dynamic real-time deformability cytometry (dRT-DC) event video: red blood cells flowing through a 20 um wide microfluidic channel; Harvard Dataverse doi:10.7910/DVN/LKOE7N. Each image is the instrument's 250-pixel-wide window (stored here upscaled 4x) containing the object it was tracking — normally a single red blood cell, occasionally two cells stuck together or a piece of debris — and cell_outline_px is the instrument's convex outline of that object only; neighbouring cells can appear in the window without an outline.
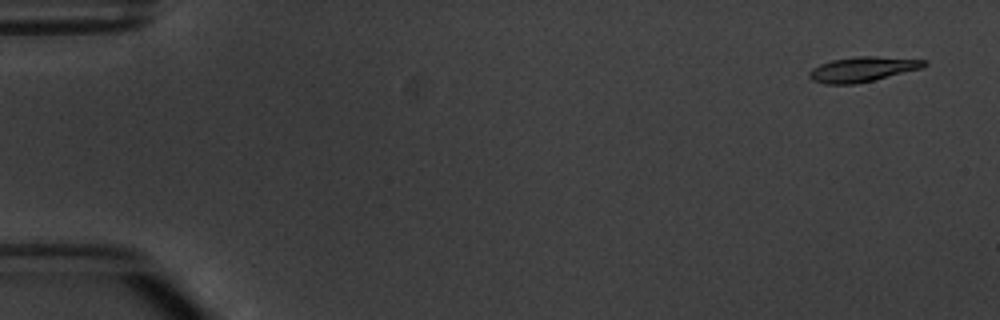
{"species": "common noctule bat (a hibernating species)", "species_latin": "Nyctalus noctula", "temperature_condition": "warm", "stored_images_in_passage": 5, "camera_frame_rate_fps": 3000, "um_per_image_px": 0.085, "animal": {"sex": "male", "body_mass_g": 20.1, "forearm_length_mm": 53.5}, "frame": {"image": 1, "passage_image": 1, "time_ms": 0.0, "image_size_px": [1000, 320], "cell_outline_px": [[928, 64], [924, 68], [856, 84], [824, 84], [812, 80], [808, 76], [808, 72], [812, 68], [820, 64], [832, 60], [860, 56], [872, 56], [928, 60]], "centroid_in_image_um": [73.33, 5.89], "position_along_channel_um": 11.7, "area_um2": 16.76}}
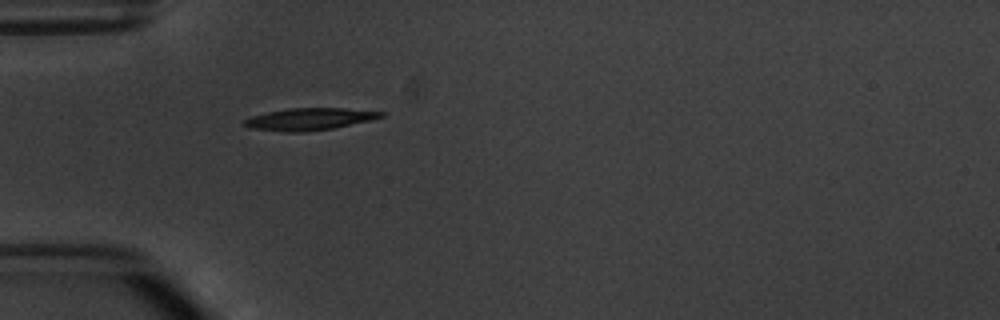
{"frame": {"image": 2, "passage_image": 5, "time_ms": 4.667, "image_size_px": [1000, 320], "cell_outline_px": [[384, 116], [368, 120], [332, 128], [304, 132], [284, 132], [248, 128], [244, 124], [244, 120], [252, 116], [268, 112], [288, 108], [344, 108], [384, 112]], "centroid_in_image_um": [26.25, 10.12], "position_along_channel_um": 58.8, "area_um2": 17.34}}